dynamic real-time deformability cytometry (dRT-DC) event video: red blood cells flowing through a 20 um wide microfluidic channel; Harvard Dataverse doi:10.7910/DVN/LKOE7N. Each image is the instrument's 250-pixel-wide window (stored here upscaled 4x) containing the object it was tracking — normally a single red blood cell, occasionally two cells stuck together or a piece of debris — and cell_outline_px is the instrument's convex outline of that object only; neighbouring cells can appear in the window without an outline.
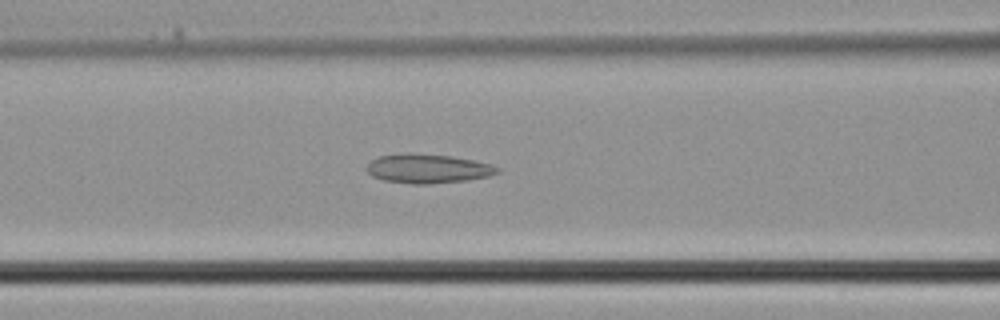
{"species": "common noctule bat (a hibernating species)", "species_latin": "Nyctalus noctula", "temperature_condition": "cold", "stored_images_in_passage": 38, "camera_frame_rate_fps": 3000, "um_per_image_px": 0.085, "animal": {"sex": "male", "body_mass_g": 21.5, "forearm_length_mm": 52.0}, "frame": {"image": 1, "passage_image": 16, "time_ms": 5.0, "image_size_px": [1000, 320], "cell_outline_px": [[500, 172], [488, 176], [468, 180], [432, 184], [412, 184], [384, 180], [372, 176], [368, 172], [368, 164], [372, 160], [380, 156], [408, 152], [412, 152], [452, 156], [492, 164], [500, 168]], "centroid_in_image_um": [36.39, 14.33], "position_along_channel_um": 130.2, "area_um2": 22.31}}
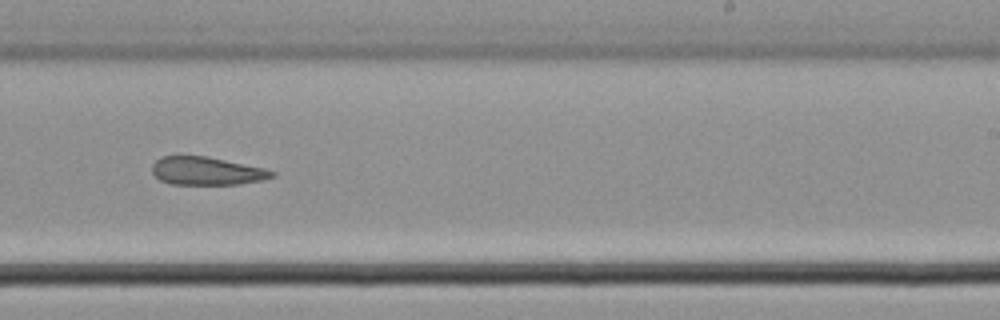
{"frame": {"image": 2, "passage_image": 24, "time_ms": 7.667, "image_size_px": [1000, 320], "cell_outline_px": [[276, 176], [260, 180], [236, 184], [172, 184], [160, 180], [152, 172], [152, 164], [160, 156], [208, 156], [264, 168], [276, 172]], "centroid_in_image_um": [17.55, 14.52], "position_along_channel_um": 271.4, "area_um2": 19.54}}
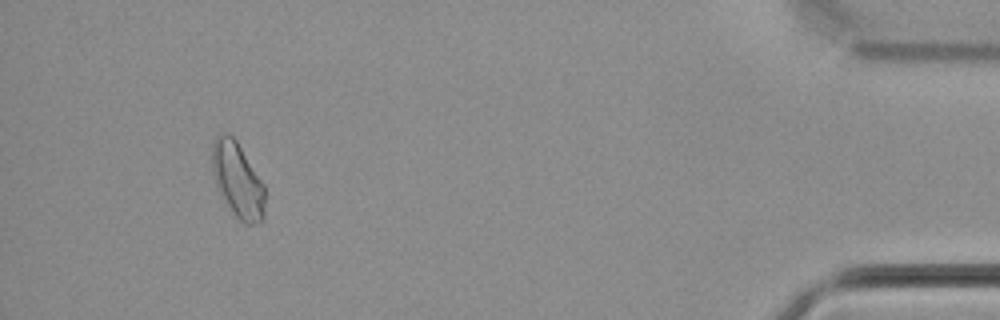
{"frame": {"image": 3, "passage_image": 36, "time_ms": 11.667, "image_size_px": [1000, 320], "cell_outline_px": [[264, 220], [260, 224], [244, 224], [236, 216], [220, 192], [216, 184], [212, 172], [212, 140], [220, 132], [228, 132], [236, 140], [264, 184]], "centroid_in_image_um": [20.2, 15.28], "position_along_channel_um": 415.0, "area_um2": 23.06}}